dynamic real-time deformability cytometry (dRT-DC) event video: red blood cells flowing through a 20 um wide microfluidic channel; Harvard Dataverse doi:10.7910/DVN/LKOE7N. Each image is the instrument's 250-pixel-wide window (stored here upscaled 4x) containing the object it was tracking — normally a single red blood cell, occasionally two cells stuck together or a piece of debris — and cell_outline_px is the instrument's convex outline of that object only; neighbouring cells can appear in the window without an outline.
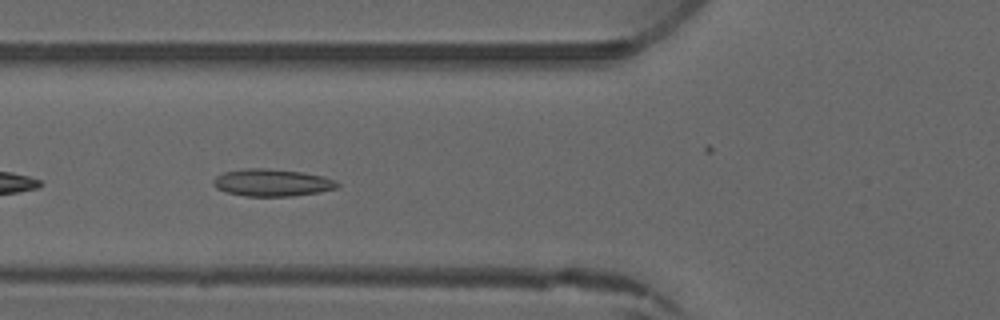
{"species": "common noctule bat (a hibernating species)", "species_latin": "Nyctalus noctula", "temperature_condition": "warm", "stored_images_in_passage": 6, "camera_frame_rate_fps": 3000, "um_per_image_px": 0.085, "animal": {"sex": "male", "forearm_length_mm": 52.5}, "frame": {"image": 1, "passage_image": 5, "time_ms": 5.333, "image_size_px": [1000, 320], "cell_outline_px": [[340, 184], [336, 188], [320, 192], [292, 196], [244, 196], [224, 192], [216, 188], [212, 184], [212, 180], [216, 176], [224, 172], [244, 168], [264, 168], [300, 172], [324, 176], [336, 180]], "centroid_in_image_um": [23.1, 15.53], "position_along_channel_um": 102.7, "area_um2": 19.83}}